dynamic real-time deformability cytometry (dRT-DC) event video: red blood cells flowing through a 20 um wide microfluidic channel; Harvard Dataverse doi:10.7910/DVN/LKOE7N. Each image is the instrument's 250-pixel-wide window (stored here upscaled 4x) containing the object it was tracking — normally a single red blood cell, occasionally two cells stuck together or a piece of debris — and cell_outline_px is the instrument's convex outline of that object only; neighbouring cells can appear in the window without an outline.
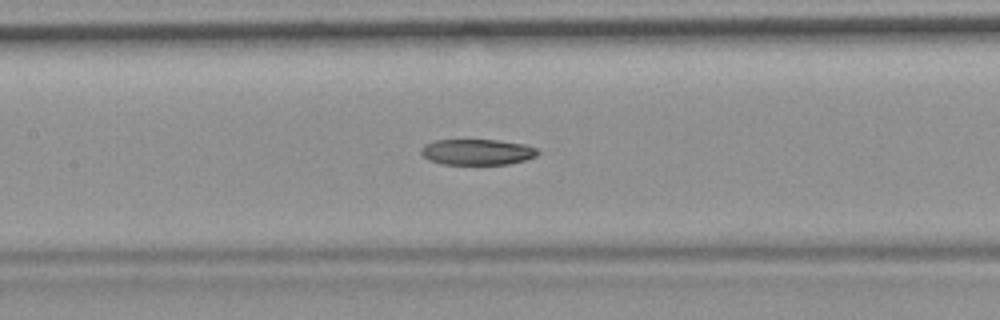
{"species": "common noctule bat (a hibernating species)", "species_latin": "Nyctalus noctula", "temperature_condition": "room temperature", "stored_images_in_passage": 51, "camera_frame_rate_fps": 3000, "um_per_image_px": 0.085, "animal": {"sex": "female", "body_mass_g": 19.9}, "frame": {"image": 1, "passage_image": 22, "time_ms": 7.0, "image_size_px": [1000, 320], "cell_outline_px": [[540, 152], [536, 156], [524, 160], [508, 164], [440, 164], [428, 160], [420, 152], [420, 148], [424, 144], [432, 140], [496, 140], [528, 144], [536, 148]], "centroid_in_image_um": [40.54, 12.91], "position_along_channel_um": 166.9, "area_um2": 17.74}}